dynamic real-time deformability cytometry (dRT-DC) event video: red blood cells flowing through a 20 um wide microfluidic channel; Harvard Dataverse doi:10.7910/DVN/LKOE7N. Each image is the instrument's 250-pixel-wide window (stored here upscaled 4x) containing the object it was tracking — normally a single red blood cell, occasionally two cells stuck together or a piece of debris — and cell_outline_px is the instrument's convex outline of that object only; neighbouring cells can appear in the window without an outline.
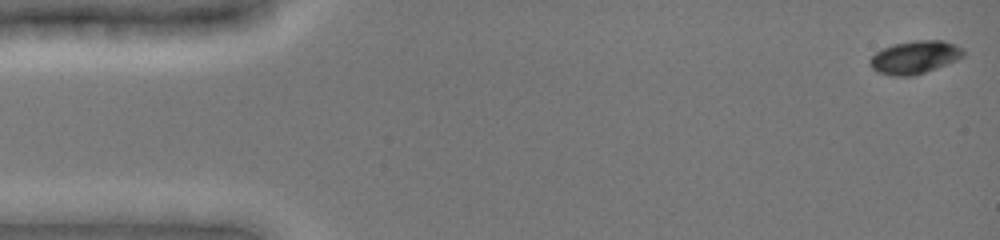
{"species": "common noctule bat (a hibernating species)", "species_latin": "Nyctalus noctula", "temperature_condition": "cold", "stored_images_in_passage": 30, "camera_frame_rate_fps": 3000, "um_per_image_px": 0.085, "animal": {"sex": "female", "body_mass_g": 19.0, "forearm_length_mm": 51.5}, "frame": {"image": 1, "passage_image": 1, "time_ms": 0.0, "image_size_px": [1000, 240], "cell_outline_px": [[964, 56], [948, 64], [912, 76], [892, 76], [876, 72], [868, 64], [868, 60], [876, 52], [892, 44], [916, 40], [944, 40], [956, 44], [964, 48]], "centroid_in_image_um": [77.76, 4.86], "position_along_channel_um": 7.2, "area_um2": 18.15}}
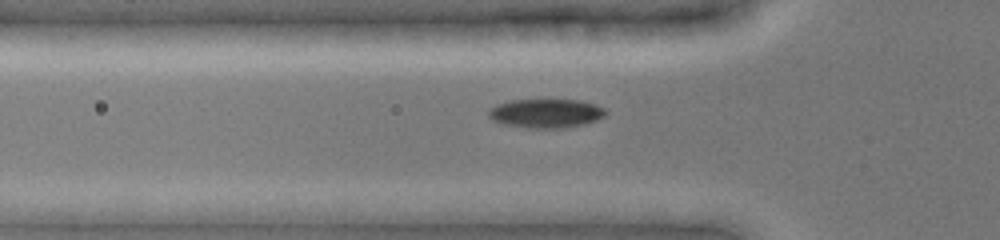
{"frame": {"image": 2, "passage_image": 13, "time_ms": 5.0, "image_size_px": [1000, 240], "cell_outline_px": [[608, 112], [604, 116], [596, 120], [584, 124], [564, 128], [528, 128], [504, 124], [492, 120], [488, 116], [488, 108], [496, 104], [512, 100], [580, 100], [604, 108]], "centroid_in_image_um": [46.37, 9.63], "position_along_channel_um": 79.4, "area_um2": 19.77}}
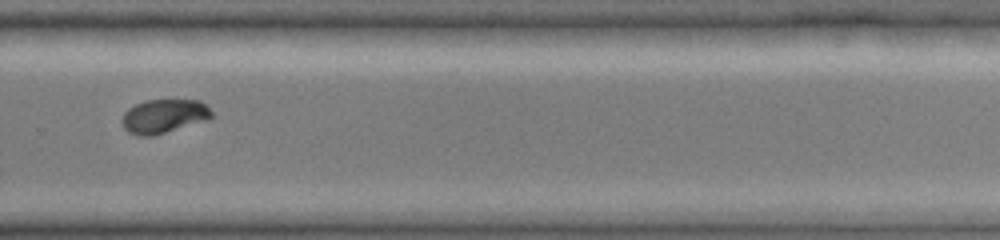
{"frame": {"image": 3, "passage_image": 28, "time_ms": 11.0, "image_size_px": [1000, 240], "cell_outline_px": [[212, 116], [208, 120], [152, 136], [136, 136], [128, 132], [124, 128], [120, 120], [124, 112], [128, 108], [136, 104], [148, 100], [200, 100], [212, 112]], "centroid_in_image_um": [13.89, 9.88], "position_along_channel_um": 315.9, "area_um2": 17.74}}